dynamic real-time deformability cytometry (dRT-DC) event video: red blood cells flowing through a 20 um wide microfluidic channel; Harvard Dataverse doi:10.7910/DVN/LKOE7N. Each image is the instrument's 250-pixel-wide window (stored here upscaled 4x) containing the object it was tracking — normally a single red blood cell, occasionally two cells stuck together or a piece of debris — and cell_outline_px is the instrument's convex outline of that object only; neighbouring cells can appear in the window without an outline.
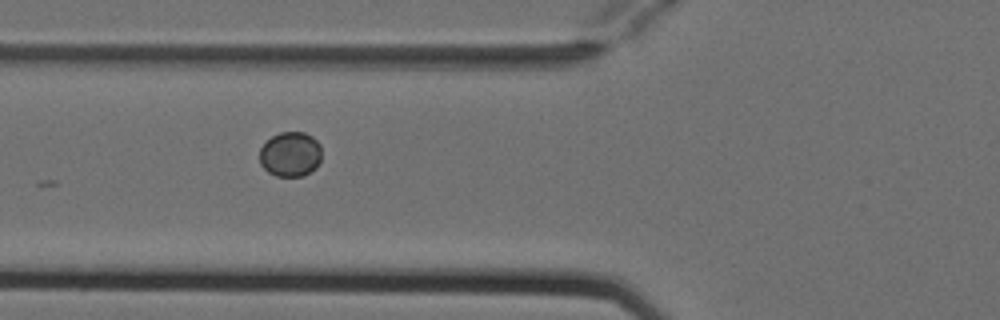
{"species": "Egyptian fruit bat (a non-hibernating species)", "species_latin": "Rousettus aegyptiacus", "temperature_condition": "cold", "stored_images_in_passage": 10, "camera_frame_rate_fps": 3000, "um_per_image_px": 0.085, "animal": {"sex": "female"}, "frame": {"image": 1, "passage_image": 6, "time_ms": 1.667, "image_size_px": [1000, 320], "cell_outline_px": [[320, 160], [316, 168], [304, 176], [276, 176], [268, 172], [260, 164], [260, 148], [272, 136], [280, 132], [304, 132], [312, 136], [320, 144]], "centroid_in_image_um": [24.68, 13.11], "position_along_channel_um": 101.1, "area_um2": 16.24}}
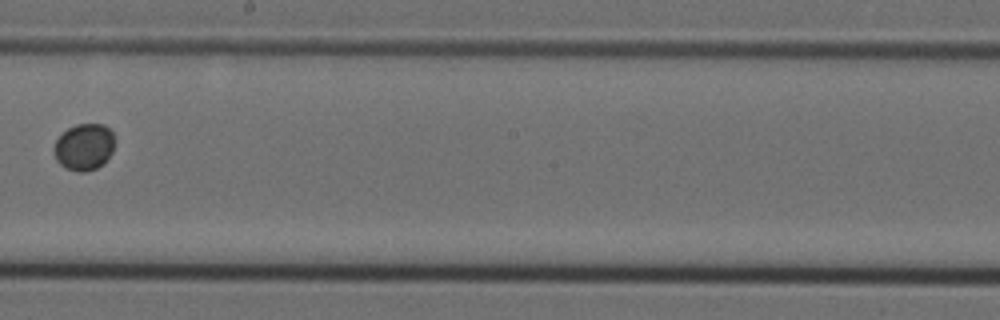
{"frame": {"image": 2, "passage_image": 9, "time_ms": 2.667, "image_size_px": [1000, 320], "cell_outline_px": [[112, 152], [104, 164], [96, 168], [84, 172], [80, 172], [64, 168], [56, 160], [52, 152], [52, 148], [56, 140], [68, 128], [76, 124], [104, 124], [112, 132]], "centroid_in_image_um": [7.11, 12.5], "position_along_channel_um": 241.1, "area_um2": 16.53}}
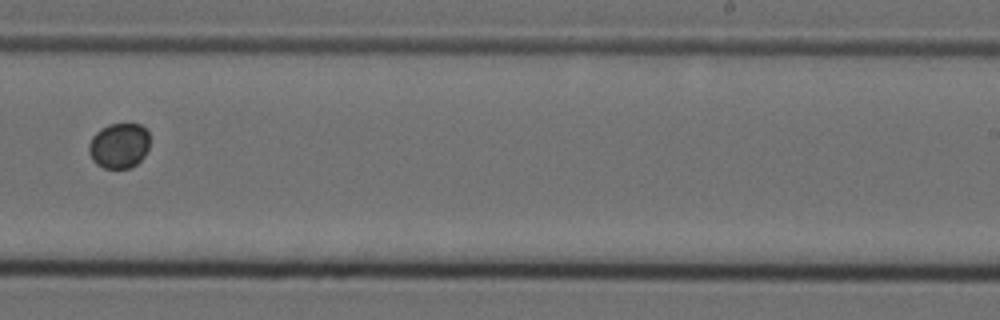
{"frame": {"image": 3, "passage_image": 10, "time_ms": 3.0, "image_size_px": [1000, 320], "cell_outline_px": [[148, 148], [144, 156], [132, 168], [104, 168], [96, 164], [92, 160], [88, 152], [88, 144], [92, 136], [100, 128], [108, 124], [140, 124], [148, 132]], "centroid_in_image_um": [10.09, 12.38], "position_along_channel_um": 278.9, "area_um2": 16.18}}